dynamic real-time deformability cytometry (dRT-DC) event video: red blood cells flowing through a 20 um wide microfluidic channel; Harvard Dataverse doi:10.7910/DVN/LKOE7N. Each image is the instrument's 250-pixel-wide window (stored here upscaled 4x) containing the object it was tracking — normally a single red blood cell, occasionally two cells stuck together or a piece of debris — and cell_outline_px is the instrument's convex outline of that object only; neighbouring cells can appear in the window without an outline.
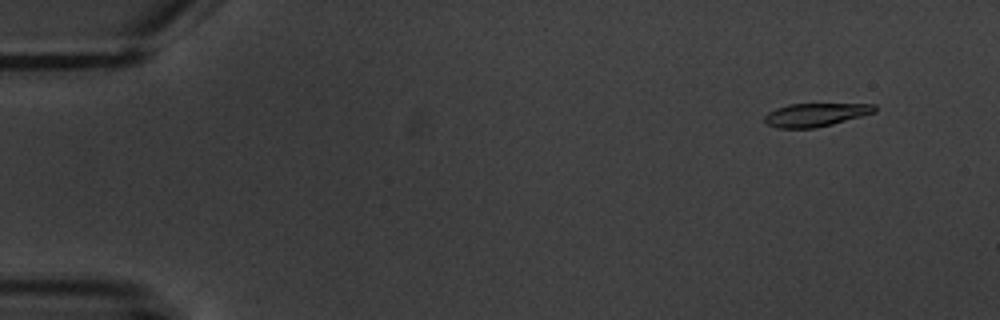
{"species": "common noctule bat (a hibernating species)", "species_latin": "Nyctalus noctula", "temperature_condition": "warm", "stored_images_in_passage": 8, "camera_frame_rate_fps": 3000, "um_per_image_px": 0.085, "animal": {"sex": "male", "body_mass_g": 20.1, "forearm_length_mm": 53.5}, "frame": {"image": 1, "passage_image": 2, "time_ms": 1.333, "image_size_px": [1000, 320], "cell_outline_px": [[876, 112], [832, 124], [816, 128], [776, 128], [768, 124], [764, 120], [764, 116], [768, 112], [776, 108], [788, 104], [876, 104]], "centroid_in_image_um": [69.31, 9.75], "position_along_channel_um": 15.7, "area_um2": 14.91}}
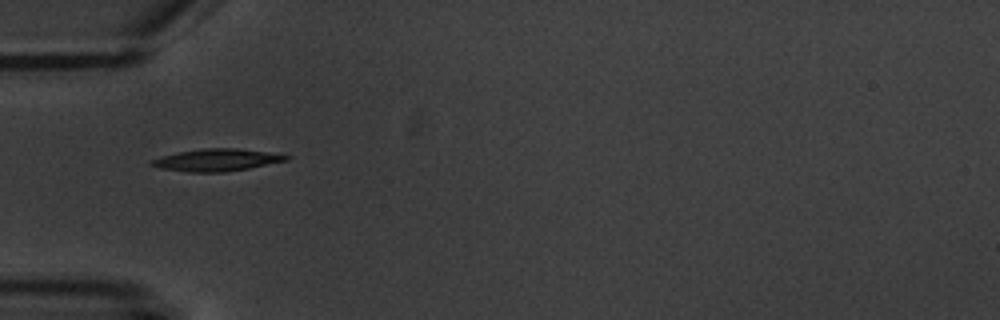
{"frame": {"image": 2, "passage_image": 6, "time_ms": 6.0, "image_size_px": [1000, 320], "cell_outline_px": [[292, 156], [288, 160], [248, 168], [224, 172], [188, 172], [160, 168], [148, 164], [152, 160], [164, 156], [180, 152], [204, 148], [236, 148]], "centroid_in_image_um": [18.41, 13.6], "position_along_channel_um": 66.6, "area_um2": 17.05}}